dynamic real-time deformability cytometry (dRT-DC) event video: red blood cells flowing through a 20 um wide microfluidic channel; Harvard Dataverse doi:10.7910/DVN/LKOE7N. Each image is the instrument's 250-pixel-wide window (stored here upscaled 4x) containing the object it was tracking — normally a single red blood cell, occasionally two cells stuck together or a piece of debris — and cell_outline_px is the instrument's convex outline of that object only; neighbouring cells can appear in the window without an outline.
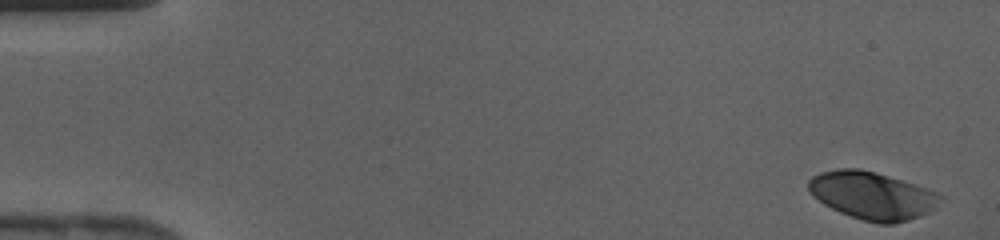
{"species": "human", "species_latin": "Homo sapiens", "temperature_condition": "cold", "stored_images_in_passage": 42, "camera_frame_rate_fps": 3000, "um_per_image_px": 0.085, "donor": {"sex": "female"}, "frame": {"image": 1, "passage_image": 1, "time_ms": 0.0, "image_size_px": [1000, 240], "cell_outline_px": [[944, 196], [928, 212], [920, 216], [908, 220], [892, 224], [880, 224], [864, 220], [840, 212], [824, 204], [812, 196], [808, 188], [808, 180], [812, 176], [820, 172], [836, 168], [860, 168], [876, 172], [936, 192]], "centroid_in_image_um": [74.08, 16.61], "position_along_channel_um": 10.9, "area_um2": 36.24}}
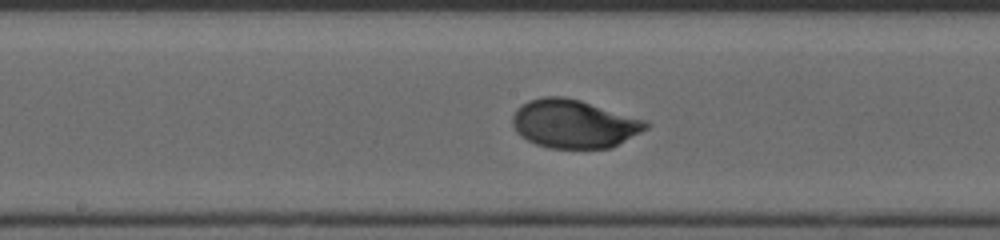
{"frame": {"image": 2, "passage_image": 22, "time_ms": 7.0, "image_size_px": [1000, 240], "cell_outline_px": [[652, 124], [648, 128], [612, 148], [548, 148], [536, 144], [520, 136], [516, 132], [512, 124], [512, 116], [528, 100], [544, 96], [564, 96], [580, 100], [648, 120]], "centroid_in_image_um": [48.83, 10.53], "position_along_channel_um": 199.4, "area_um2": 37.8}}
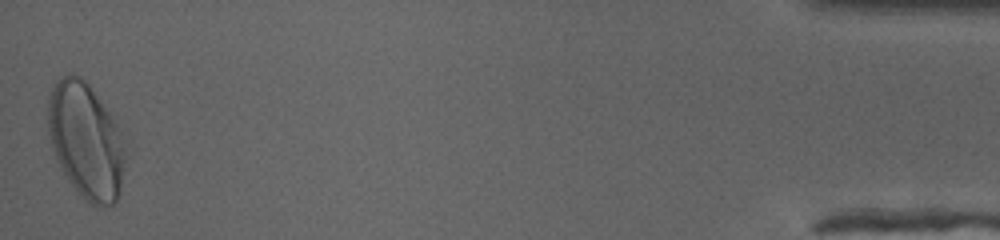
{"frame": {"image": 3, "passage_image": 42, "time_ms": 13.667, "image_size_px": [1000, 240], "cell_outline_px": [[124, 160], [120, 188], [116, 200], [112, 204], [104, 208], [96, 208], [84, 200], [68, 180], [52, 148], [48, 128], [48, 96], [56, 80], [68, 72], [72, 72], [80, 76], [88, 84], [108, 112], [116, 124], [120, 132], [124, 152]], "centroid_in_image_um": [7.27, 11.96], "position_along_channel_um": 427.9, "area_um2": 51.56}}